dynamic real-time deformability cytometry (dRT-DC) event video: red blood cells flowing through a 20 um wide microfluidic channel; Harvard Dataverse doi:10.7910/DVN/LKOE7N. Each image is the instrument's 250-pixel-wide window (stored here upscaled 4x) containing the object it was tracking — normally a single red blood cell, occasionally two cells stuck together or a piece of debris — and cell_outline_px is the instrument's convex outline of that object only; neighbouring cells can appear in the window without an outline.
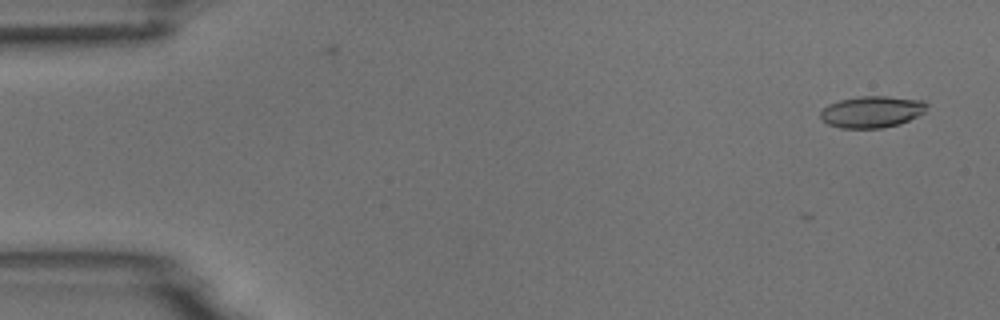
{"species": "common noctule bat (a hibernating species)", "species_latin": "Nyctalus noctula", "temperature_condition": "room temperature", "stored_images_in_passage": 6, "camera_frame_rate_fps": 3000, "um_per_image_px": 0.085, "animal": {"sex": "male", "body_mass_g": 18.8}, "frame": {"image": 1, "passage_image": 1, "time_ms": 0.0, "image_size_px": [1000, 320], "cell_outline_px": [[928, 104], [924, 112], [900, 124], [880, 128], [840, 128], [828, 124], [820, 116], [820, 112], [828, 104], [840, 100], [860, 96], [888, 96], [924, 100]], "centroid_in_image_um": [74.12, 9.49], "position_along_channel_um": 10.9, "area_um2": 19.54}}